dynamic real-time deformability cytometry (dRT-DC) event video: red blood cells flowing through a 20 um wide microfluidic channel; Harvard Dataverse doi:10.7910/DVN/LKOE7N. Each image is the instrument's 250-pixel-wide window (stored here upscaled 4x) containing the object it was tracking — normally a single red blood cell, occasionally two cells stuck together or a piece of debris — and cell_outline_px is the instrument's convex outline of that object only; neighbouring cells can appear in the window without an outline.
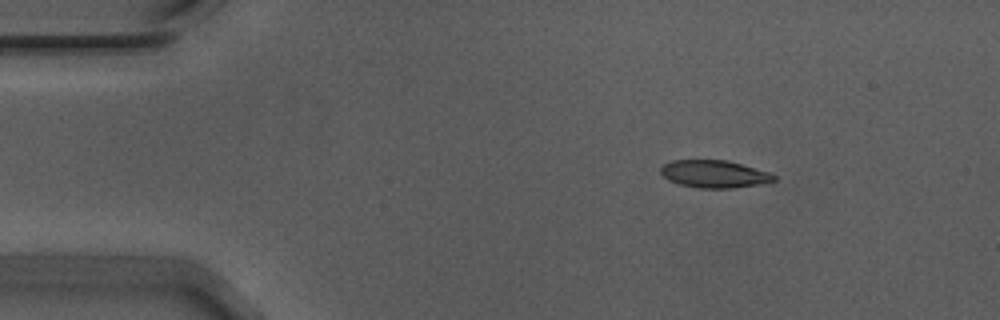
{"species": "Egyptian fruit bat (a non-hibernating species)", "species_latin": "Rousettus aegyptiacus", "temperature_condition": "warm", "stored_images_in_passage": 48, "camera_frame_rate_fps": 3000, "um_per_image_px": 0.085, "animal": {"sex": "male"}, "frame": {"image": 1, "passage_image": 1, "time_ms": 0.0, "image_size_px": [1000, 320], "cell_outline_px": [[776, 180], [760, 184], [732, 188], [700, 188], [680, 184], [668, 180], [660, 172], [660, 168], [664, 164], [672, 160], [728, 160], [772, 172], [776, 176]], "centroid_in_image_um": [60.75, 14.78], "position_along_channel_um": 24.3, "area_um2": 18.26}}
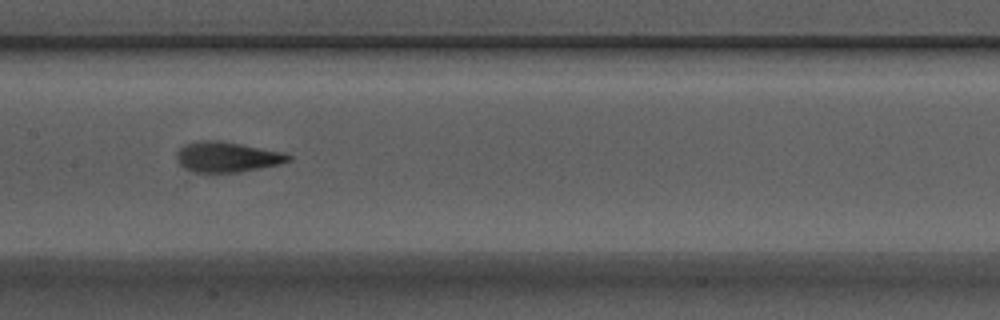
{"frame": {"image": 2, "passage_image": 20, "time_ms": 6.333, "image_size_px": [1000, 320], "cell_outline_px": [[292, 160], [280, 164], [240, 172], [196, 172], [180, 164], [176, 160], [176, 152], [180, 148], [188, 144], [204, 140], [216, 140], [240, 144], [284, 152], [292, 156]], "centroid_in_image_um": [19.34, 13.34], "position_along_channel_um": 188.1, "area_um2": 19.48}}
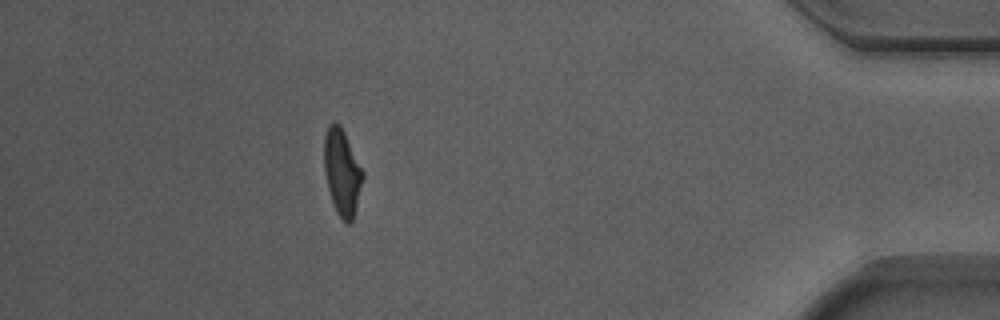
{"frame": {"image": 3, "passage_image": 42, "time_ms": 13.667, "image_size_px": [1000, 320], "cell_outline_px": [[364, 176], [352, 220], [348, 224], [336, 212], [328, 188], [324, 172], [324, 136], [328, 124], [336, 120], [340, 124], [364, 172]], "centroid_in_image_um": [29.06, 14.57], "position_along_channel_um": 406.1, "area_um2": 19.25}, "authors_computed_cell_mechanics": {"area_um2": 19.2474, "velocity_mm_per_s": 3.7113, "shape_relaxation_time_tau1_ms": 6.0336, "shape_relaxation_time_tau2_ms": 1.3617, "deformation_change_tau1": 0.201, "deformation_change_tau2": 0.0909}}